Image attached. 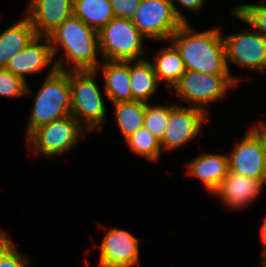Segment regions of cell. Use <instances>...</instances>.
Listing matches in <instances>:
<instances>
[{
  "label": "cell",
  "mask_w": 266,
  "mask_h": 267,
  "mask_svg": "<svg viewBox=\"0 0 266 267\" xmlns=\"http://www.w3.org/2000/svg\"><path fill=\"white\" fill-rule=\"evenodd\" d=\"M169 41L179 51L186 70L231 75L219 28L198 32L189 23H183Z\"/></svg>",
  "instance_id": "1"
},
{
  "label": "cell",
  "mask_w": 266,
  "mask_h": 267,
  "mask_svg": "<svg viewBox=\"0 0 266 267\" xmlns=\"http://www.w3.org/2000/svg\"><path fill=\"white\" fill-rule=\"evenodd\" d=\"M53 56L63 50V61H55L61 71L96 70L98 61V32L72 15L48 36ZM98 51V52H97ZM66 63V64H65ZM65 68V66H67Z\"/></svg>",
  "instance_id": "2"
},
{
  "label": "cell",
  "mask_w": 266,
  "mask_h": 267,
  "mask_svg": "<svg viewBox=\"0 0 266 267\" xmlns=\"http://www.w3.org/2000/svg\"><path fill=\"white\" fill-rule=\"evenodd\" d=\"M50 68L35 94L25 138L40 126L71 115L69 71L57 70L55 63Z\"/></svg>",
  "instance_id": "3"
},
{
  "label": "cell",
  "mask_w": 266,
  "mask_h": 267,
  "mask_svg": "<svg viewBox=\"0 0 266 267\" xmlns=\"http://www.w3.org/2000/svg\"><path fill=\"white\" fill-rule=\"evenodd\" d=\"M96 74V70L69 71L71 115L88 132L101 133L107 111L103 95L95 81Z\"/></svg>",
  "instance_id": "4"
},
{
  "label": "cell",
  "mask_w": 266,
  "mask_h": 267,
  "mask_svg": "<svg viewBox=\"0 0 266 267\" xmlns=\"http://www.w3.org/2000/svg\"><path fill=\"white\" fill-rule=\"evenodd\" d=\"M143 39L132 20L114 17L98 31L100 56L103 61L143 60Z\"/></svg>",
  "instance_id": "5"
},
{
  "label": "cell",
  "mask_w": 266,
  "mask_h": 267,
  "mask_svg": "<svg viewBox=\"0 0 266 267\" xmlns=\"http://www.w3.org/2000/svg\"><path fill=\"white\" fill-rule=\"evenodd\" d=\"M239 79L230 74H206L186 70L172 89L181 101L207 113L206 106L226 96L228 89L235 87Z\"/></svg>",
  "instance_id": "6"
},
{
  "label": "cell",
  "mask_w": 266,
  "mask_h": 267,
  "mask_svg": "<svg viewBox=\"0 0 266 267\" xmlns=\"http://www.w3.org/2000/svg\"><path fill=\"white\" fill-rule=\"evenodd\" d=\"M87 130L78 120L68 115L52 123L35 129L27 138V142L37 153L48 158L69 153L86 134Z\"/></svg>",
  "instance_id": "7"
},
{
  "label": "cell",
  "mask_w": 266,
  "mask_h": 267,
  "mask_svg": "<svg viewBox=\"0 0 266 267\" xmlns=\"http://www.w3.org/2000/svg\"><path fill=\"white\" fill-rule=\"evenodd\" d=\"M131 20L144 37L154 41H169L183 24L170 0H142Z\"/></svg>",
  "instance_id": "8"
},
{
  "label": "cell",
  "mask_w": 266,
  "mask_h": 267,
  "mask_svg": "<svg viewBox=\"0 0 266 267\" xmlns=\"http://www.w3.org/2000/svg\"><path fill=\"white\" fill-rule=\"evenodd\" d=\"M226 63L235 64L260 74L266 73V38L251 26L223 36Z\"/></svg>",
  "instance_id": "9"
},
{
  "label": "cell",
  "mask_w": 266,
  "mask_h": 267,
  "mask_svg": "<svg viewBox=\"0 0 266 267\" xmlns=\"http://www.w3.org/2000/svg\"><path fill=\"white\" fill-rule=\"evenodd\" d=\"M228 155L229 171L261 180L266 185L263 131L258 126L248 129L244 138Z\"/></svg>",
  "instance_id": "10"
},
{
  "label": "cell",
  "mask_w": 266,
  "mask_h": 267,
  "mask_svg": "<svg viewBox=\"0 0 266 267\" xmlns=\"http://www.w3.org/2000/svg\"><path fill=\"white\" fill-rule=\"evenodd\" d=\"M208 114L194 107L170 104V115L165 133L160 140L162 150H176L193 141L200 133Z\"/></svg>",
  "instance_id": "11"
},
{
  "label": "cell",
  "mask_w": 266,
  "mask_h": 267,
  "mask_svg": "<svg viewBox=\"0 0 266 267\" xmlns=\"http://www.w3.org/2000/svg\"><path fill=\"white\" fill-rule=\"evenodd\" d=\"M139 241L126 230L110 228L100 245V267H132L139 265Z\"/></svg>",
  "instance_id": "12"
},
{
  "label": "cell",
  "mask_w": 266,
  "mask_h": 267,
  "mask_svg": "<svg viewBox=\"0 0 266 267\" xmlns=\"http://www.w3.org/2000/svg\"><path fill=\"white\" fill-rule=\"evenodd\" d=\"M74 0H29L26 16L37 36L47 37L73 15Z\"/></svg>",
  "instance_id": "13"
},
{
  "label": "cell",
  "mask_w": 266,
  "mask_h": 267,
  "mask_svg": "<svg viewBox=\"0 0 266 267\" xmlns=\"http://www.w3.org/2000/svg\"><path fill=\"white\" fill-rule=\"evenodd\" d=\"M263 186L261 180L228 171L213 195L228 208L239 210L254 201Z\"/></svg>",
  "instance_id": "14"
},
{
  "label": "cell",
  "mask_w": 266,
  "mask_h": 267,
  "mask_svg": "<svg viewBox=\"0 0 266 267\" xmlns=\"http://www.w3.org/2000/svg\"><path fill=\"white\" fill-rule=\"evenodd\" d=\"M44 39V40H43ZM45 42L46 44H40ZM54 61V56L48 37L36 36L33 41L11 58L6 69L15 76L26 80L27 74L41 72Z\"/></svg>",
  "instance_id": "15"
},
{
  "label": "cell",
  "mask_w": 266,
  "mask_h": 267,
  "mask_svg": "<svg viewBox=\"0 0 266 267\" xmlns=\"http://www.w3.org/2000/svg\"><path fill=\"white\" fill-rule=\"evenodd\" d=\"M100 70L105 81L102 91L106 98L114 104L133 100L130 61H103L96 69Z\"/></svg>",
  "instance_id": "16"
},
{
  "label": "cell",
  "mask_w": 266,
  "mask_h": 267,
  "mask_svg": "<svg viewBox=\"0 0 266 267\" xmlns=\"http://www.w3.org/2000/svg\"><path fill=\"white\" fill-rule=\"evenodd\" d=\"M229 171L228 155L204 153L193 158L187 164L188 176L203 181L207 192L213 194Z\"/></svg>",
  "instance_id": "17"
},
{
  "label": "cell",
  "mask_w": 266,
  "mask_h": 267,
  "mask_svg": "<svg viewBox=\"0 0 266 267\" xmlns=\"http://www.w3.org/2000/svg\"><path fill=\"white\" fill-rule=\"evenodd\" d=\"M36 36L27 16L21 17L3 30L0 34V68H5L9 60L28 46Z\"/></svg>",
  "instance_id": "18"
},
{
  "label": "cell",
  "mask_w": 266,
  "mask_h": 267,
  "mask_svg": "<svg viewBox=\"0 0 266 267\" xmlns=\"http://www.w3.org/2000/svg\"><path fill=\"white\" fill-rule=\"evenodd\" d=\"M153 68L158 82L165 81V87L172 89L186 72L183 60L177 48L172 44L162 47L153 55Z\"/></svg>",
  "instance_id": "19"
},
{
  "label": "cell",
  "mask_w": 266,
  "mask_h": 267,
  "mask_svg": "<svg viewBox=\"0 0 266 267\" xmlns=\"http://www.w3.org/2000/svg\"><path fill=\"white\" fill-rule=\"evenodd\" d=\"M158 79L153 65L147 59L130 61V85L133 100L148 103L149 99L156 94Z\"/></svg>",
  "instance_id": "20"
},
{
  "label": "cell",
  "mask_w": 266,
  "mask_h": 267,
  "mask_svg": "<svg viewBox=\"0 0 266 267\" xmlns=\"http://www.w3.org/2000/svg\"><path fill=\"white\" fill-rule=\"evenodd\" d=\"M73 15L97 32L115 17L109 0H74Z\"/></svg>",
  "instance_id": "21"
},
{
  "label": "cell",
  "mask_w": 266,
  "mask_h": 267,
  "mask_svg": "<svg viewBox=\"0 0 266 267\" xmlns=\"http://www.w3.org/2000/svg\"><path fill=\"white\" fill-rule=\"evenodd\" d=\"M146 104L137 100L114 104L115 119L125 140L144 126Z\"/></svg>",
  "instance_id": "22"
},
{
  "label": "cell",
  "mask_w": 266,
  "mask_h": 267,
  "mask_svg": "<svg viewBox=\"0 0 266 267\" xmlns=\"http://www.w3.org/2000/svg\"><path fill=\"white\" fill-rule=\"evenodd\" d=\"M125 141L130 150L136 155H140L150 161L156 162L159 160L158 158L162 152L160 139L154 136L146 127H141Z\"/></svg>",
  "instance_id": "23"
},
{
  "label": "cell",
  "mask_w": 266,
  "mask_h": 267,
  "mask_svg": "<svg viewBox=\"0 0 266 267\" xmlns=\"http://www.w3.org/2000/svg\"><path fill=\"white\" fill-rule=\"evenodd\" d=\"M261 1V4L236 5L231 9V13L266 38V2Z\"/></svg>",
  "instance_id": "24"
},
{
  "label": "cell",
  "mask_w": 266,
  "mask_h": 267,
  "mask_svg": "<svg viewBox=\"0 0 266 267\" xmlns=\"http://www.w3.org/2000/svg\"><path fill=\"white\" fill-rule=\"evenodd\" d=\"M170 115V105L168 106H152L146 104L144 115V127H146L158 139H162Z\"/></svg>",
  "instance_id": "25"
},
{
  "label": "cell",
  "mask_w": 266,
  "mask_h": 267,
  "mask_svg": "<svg viewBox=\"0 0 266 267\" xmlns=\"http://www.w3.org/2000/svg\"><path fill=\"white\" fill-rule=\"evenodd\" d=\"M27 82L22 78L15 76L6 68H0V97H23L33 92Z\"/></svg>",
  "instance_id": "26"
},
{
  "label": "cell",
  "mask_w": 266,
  "mask_h": 267,
  "mask_svg": "<svg viewBox=\"0 0 266 267\" xmlns=\"http://www.w3.org/2000/svg\"><path fill=\"white\" fill-rule=\"evenodd\" d=\"M29 258L20 253L11 241L0 253V267H29Z\"/></svg>",
  "instance_id": "27"
},
{
  "label": "cell",
  "mask_w": 266,
  "mask_h": 267,
  "mask_svg": "<svg viewBox=\"0 0 266 267\" xmlns=\"http://www.w3.org/2000/svg\"><path fill=\"white\" fill-rule=\"evenodd\" d=\"M117 18L132 19L142 0H109Z\"/></svg>",
  "instance_id": "28"
},
{
  "label": "cell",
  "mask_w": 266,
  "mask_h": 267,
  "mask_svg": "<svg viewBox=\"0 0 266 267\" xmlns=\"http://www.w3.org/2000/svg\"><path fill=\"white\" fill-rule=\"evenodd\" d=\"M175 14L177 17L183 22V23H189L187 22L186 18L183 16V13H181L180 9H178V6H181L189 11L198 12L201 9H203L205 5L206 0H170ZM179 4L177 6V4Z\"/></svg>",
  "instance_id": "29"
},
{
  "label": "cell",
  "mask_w": 266,
  "mask_h": 267,
  "mask_svg": "<svg viewBox=\"0 0 266 267\" xmlns=\"http://www.w3.org/2000/svg\"><path fill=\"white\" fill-rule=\"evenodd\" d=\"M261 240H262V246H263V250L261 252L262 257L266 255V215L265 218L263 220V224L261 226Z\"/></svg>",
  "instance_id": "30"
},
{
  "label": "cell",
  "mask_w": 266,
  "mask_h": 267,
  "mask_svg": "<svg viewBox=\"0 0 266 267\" xmlns=\"http://www.w3.org/2000/svg\"><path fill=\"white\" fill-rule=\"evenodd\" d=\"M10 242L9 236L0 228V253Z\"/></svg>",
  "instance_id": "31"
},
{
  "label": "cell",
  "mask_w": 266,
  "mask_h": 267,
  "mask_svg": "<svg viewBox=\"0 0 266 267\" xmlns=\"http://www.w3.org/2000/svg\"><path fill=\"white\" fill-rule=\"evenodd\" d=\"M263 148H264V162H265V172H266V134L263 132Z\"/></svg>",
  "instance_id": "32"
},
{
  "label": "cell",
  "mask_w": 266,
  "mask_h": 267,
  "mask_svg": "<svg viewBox=\"0 0 266 267\" xmlns=\"http://www.w3.org/2000/svg\"><path fill=\"white\" fill-rule=\"evenodd\" d=\"M257 126L266 134V122L265 121L260 120Z\"/></svg>",
  "instance_id": "33"
},
{
  "label": "cell",
  "mask_w": 266,
  "mask_h": 267,
  "mask_svg": "<svg viewBox=\"0 0 266 267\" xmlns=\"http://www.w3.org/2000/svg\"><path fill=\"white\" fill-rule=\"evenodd\" d=\"M260 265H261L260 267H266V256H263L261 258V264Z\"/></svg>",
  "instance_id": "34"
}]
</instances>
